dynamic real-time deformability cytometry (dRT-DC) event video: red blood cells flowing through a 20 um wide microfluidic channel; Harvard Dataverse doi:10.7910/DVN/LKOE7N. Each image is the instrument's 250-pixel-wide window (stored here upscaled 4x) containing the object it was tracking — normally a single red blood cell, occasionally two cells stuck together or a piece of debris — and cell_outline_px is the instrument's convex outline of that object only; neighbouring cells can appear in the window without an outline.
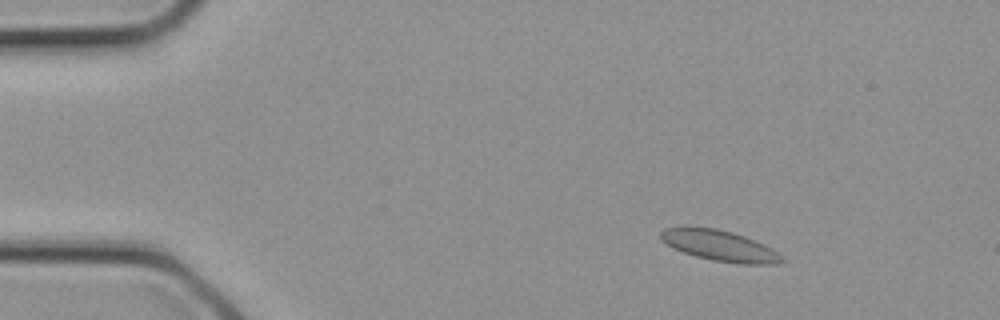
{"species": "common noctule bat (a hibernating species)", "species_latin": "Nyctalus noctula", "temperature_condition": "cold", "stored_images_in_passage": 2, "camera_frame_rate_fps": 3000, "um_per_image_px": 0.085, "animal": {"sex": "female", "body_mass_g": 21.9}, "frame": {"image": 1, "passage_image": 1, "time_ms": 0.0, "image_size_px": [1000, 320], "cell_outline_px": [[784, 260], [780, 264], [740, 264], [712, 260], [696, 256], [672, 248], [660, 240], [660, 232], [664, 228], [684, 224], [688, 224], [716, 228], [732, 232], [744, 236], [764, 244], [772, 248], [784, 256]], "centroid_in_image_um": [61.12, 20.84], "position_along_channel_um": 23.9, "area_um2": 22.43}}